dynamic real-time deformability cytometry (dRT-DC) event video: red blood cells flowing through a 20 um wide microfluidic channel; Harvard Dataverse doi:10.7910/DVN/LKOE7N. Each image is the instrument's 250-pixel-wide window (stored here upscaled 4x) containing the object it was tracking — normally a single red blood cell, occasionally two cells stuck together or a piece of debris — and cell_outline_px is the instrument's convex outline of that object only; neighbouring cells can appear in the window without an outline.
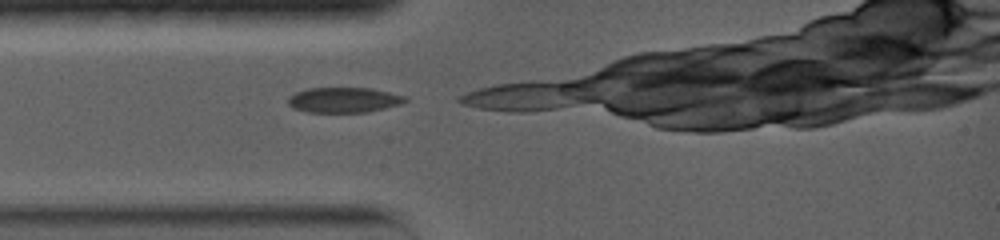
{"species": "common noctule bat (a hibernating species)", "species_latin": "Nyctalus noctula", "temperature_condition": "warm", "stored_images_in_passage": 4, "camera_frame_rate_fps": 5000, "um_per_image_px": 0.085, "animal": {"sex": "female", "body_mass_g": 19.0, "forearm_length_mm": 56.7}, "frame": {"image": 1, "passage_image": 1, "time_ms": 0.0, "image_size_px": [1000, 240], "cell_outline_px": [[408, 100], [400, 104], [368, 112], [308, 112], [292, 108], [288, 104], [288, 96], [296, 92], [308, 88], [372, 88], [408, 96]], "centroid_in_image_um": [29.23, 8.49], "position_along_channel_um": 55.8, "area_um2": 17.34}}